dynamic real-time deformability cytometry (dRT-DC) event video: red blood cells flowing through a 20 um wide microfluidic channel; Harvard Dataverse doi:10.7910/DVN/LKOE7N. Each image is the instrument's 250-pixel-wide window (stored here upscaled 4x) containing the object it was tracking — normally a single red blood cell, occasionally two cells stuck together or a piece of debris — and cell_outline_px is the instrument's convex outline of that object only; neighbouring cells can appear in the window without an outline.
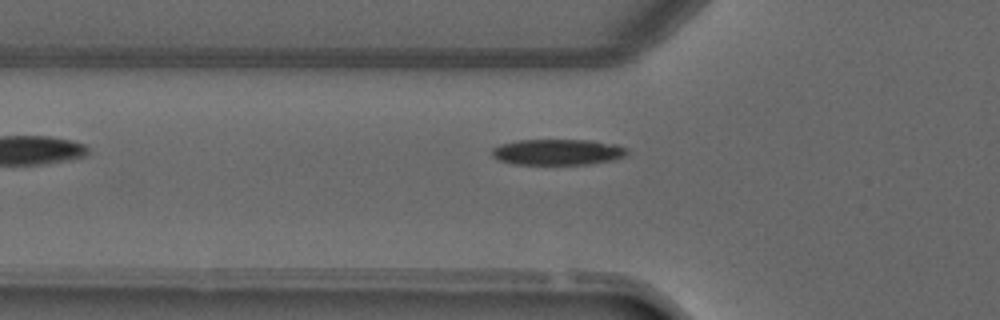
{"species": "common noctule bat (a hibernating species)", "species_latin": "Nyctalus noctula", "temperature_condition": "warm", "stored_images_in_passage": 4, "camera_frame_rate_fps": 3000, "um_per_image_px": 0.085, "animal": {"sex": "male", "forearm_length_mm": 52.5}, "frame": {"image": 1, "passage_image": 4, "time_ms": 4.333, "image_size_px": [1000, 320], "cell_outline_px": [[628, 152], [624, 156], [612, 160], [588, 164], [512, 164], [500, 160], [492, 156], [492, 148], [500, 144], [516, 140], [588, 140], [616, 144], [628, 148]], "centroid_in_image_um": [47.39, 12.92], "position_along_channel_um": 78.4, "area_um2": 20.4}}